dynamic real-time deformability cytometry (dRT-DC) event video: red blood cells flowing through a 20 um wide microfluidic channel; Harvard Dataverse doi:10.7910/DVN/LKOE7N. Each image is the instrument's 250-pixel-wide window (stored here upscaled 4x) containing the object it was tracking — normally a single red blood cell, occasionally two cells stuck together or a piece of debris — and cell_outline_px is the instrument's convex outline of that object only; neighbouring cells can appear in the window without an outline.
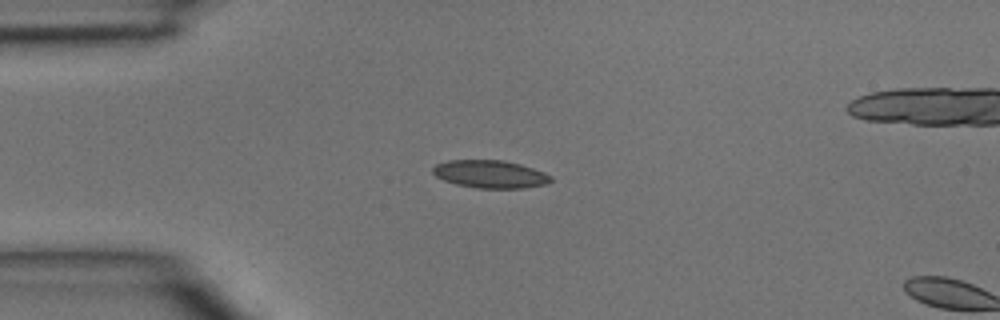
{"species": "common noctule bat (a hibernating species)", "species_latin": "Nyctalus noctula", "temperature_condition": "room temperature", "stored_images_in_passage": 3, "camera_frame_rate_fps": 3000, "um_per_image_px": 0.085, "animal": {"sex": "male", "body_mass_g": 15.6}, "frame": {"image": 1, "passage_image": 2, "time_ms": 0.333, "image_size_px": [1000, 320], "cell_outline_px": [[552, 180], [548, 184], [520, 188], [476, 188], [456, 184], [444, 180], [436, 176], [432, 172], [432, 168], [436, 164], [448, 160], [504, 160], [520, 164], [544, 172], [552, 176]], "centroid_in_image_um": [41.67, 14.8], "position_along_channel_um": 43.3, "area_um2": 19.13}}